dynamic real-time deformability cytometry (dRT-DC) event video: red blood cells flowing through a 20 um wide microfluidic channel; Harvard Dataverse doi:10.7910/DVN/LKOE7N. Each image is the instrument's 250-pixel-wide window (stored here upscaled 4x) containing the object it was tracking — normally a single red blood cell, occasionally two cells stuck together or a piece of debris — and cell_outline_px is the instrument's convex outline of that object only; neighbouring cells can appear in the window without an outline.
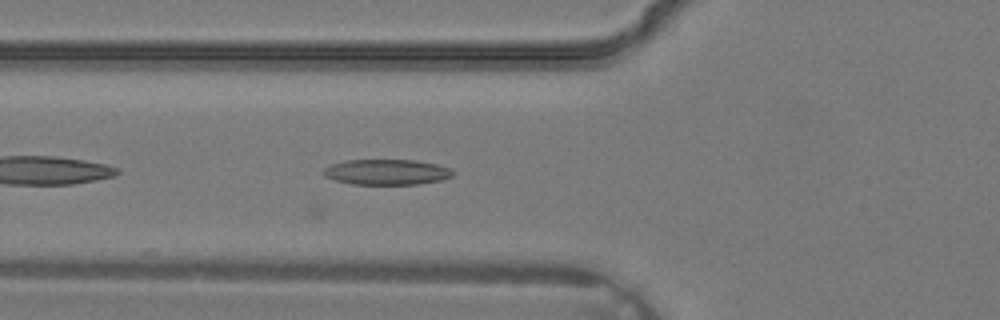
{"species": "common noctule bat (a hibernating species)", "species_latin": "Nyctalus noctula", "temperature_condition": "warm", "stored_images_in_passage": 24, "camera_frame_rate_fps": 3000, "um_per_image_px": 0.085, "animal": {"sex": "male", "body_mass_g": 19.2, "forearm_length_mm": 51.8}, "frame": {"image": 1, "passage_image": 5, "time_ms": 1.333, "image_size_px": [1000, 320], "cell_outline_px": [[456, 172], [452, 176], [440, 180], [416, 184], [352, 184], [336, 180], [324, 176], [320, 172], [328, 164], [348, 160], [416, 160], [436, 164], [452, 168]], "centroid_in_image_um": [32.85, 14.61], "position_along_channel_um": 93.0, "area_um2": 19.36}}
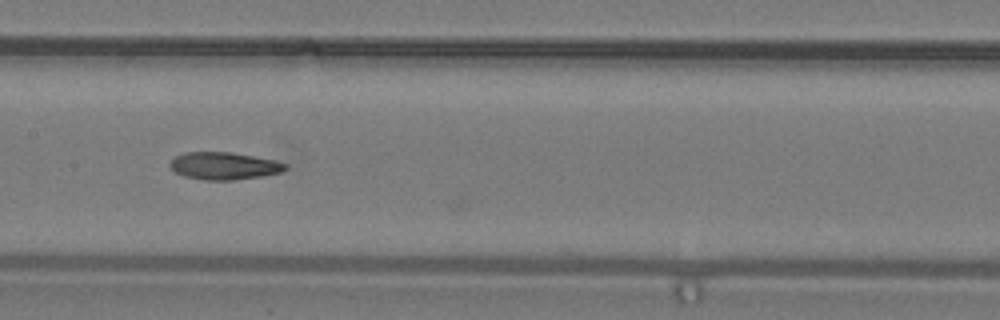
{"frame": {"image": 2, "passage_image": 10, "time_ms": 3.0, "image_size_px": [1000, 320], "cell_outline_px": [[288, 168], [280, 172], [264, 176], [232, 180], [204, 180], [184, 176], [176, 172], [168, 164], [176, 156], [184, 152], [232, 152], [276, 160], [288, 164]], "centroid_in_image_um": [19.08, 14.09], "position_along_channel_um": 188.3, "area_um2": 18.5}}
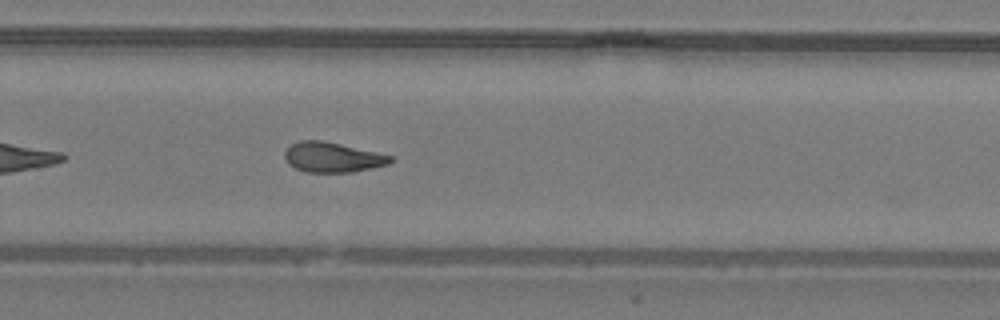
{"frame": {"image": 3, "passage_image": 16, "time_ms": 5.0, "image_size_px": [1000, 320], "cell_outline_px": [[396, 160], [388, 164], [372, 168], [352, 172], [308, 172], [296, 168], [288, 164], [284, 156], [284, 152], [292, 144], [300, 140], [324, 140], [392, 156]], "centroid_in_image_um": [28.27, 13.36], "position_along_channel_um": 301.5, "area_um2": 18.44}}